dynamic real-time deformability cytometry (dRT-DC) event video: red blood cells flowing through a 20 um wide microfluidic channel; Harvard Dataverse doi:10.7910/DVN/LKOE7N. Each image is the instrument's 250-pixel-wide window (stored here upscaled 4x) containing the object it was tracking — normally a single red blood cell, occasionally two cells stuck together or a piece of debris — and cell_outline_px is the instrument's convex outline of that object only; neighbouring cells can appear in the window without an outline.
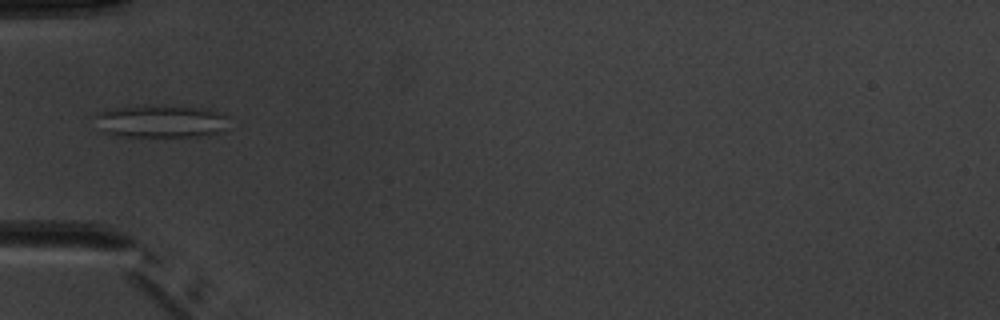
{"species": "common noctule bat (a hibernating species)", "species_latin": "Nyctalus noctula", "temperature_condition": "warm", "stored_images_in_passage": 5, "camera_frame_rate_fps": 3000, "um_per_image_px": 0.085, "animal": {"sex": "male", "body_mass_g": 20.1, "forearm_length_mm": 53.5}, "frame": {"image": 1, "passage_image": 4, "time_ms": 4.0, "image_size_px": [1000, 320], "cell_outline_px": [[228, 116], [224, 128], [220, 132], [208, 136], [120, 136], [104, 132], [96, 128], [92, 116], [112, 108], [148, 104], [208, 108], [220, 112]], "centroid_in_image_um": [13.63, 10.29], "position_along_channel_um": 71.4, "area_um2": 26.07}}
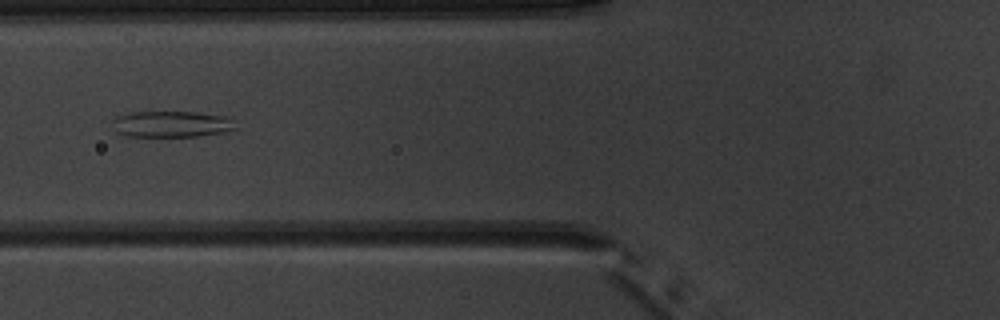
{"frame": {"image": 2, "passage_image": 5, "time_ms": 5.0, "image_size_px": [1000, 320], "cell_outline_px": [[236, 128], [228, 132], [196, 136], [124, 136], [116, 132], [112, 120], [116, 116], [132, 112], [196, 112], [224, 116], [232, 120]], "centroid_in_image_um": [14.56, 10.55], "position_along_channel_um": 111.2, "area_um2": 18.79}}